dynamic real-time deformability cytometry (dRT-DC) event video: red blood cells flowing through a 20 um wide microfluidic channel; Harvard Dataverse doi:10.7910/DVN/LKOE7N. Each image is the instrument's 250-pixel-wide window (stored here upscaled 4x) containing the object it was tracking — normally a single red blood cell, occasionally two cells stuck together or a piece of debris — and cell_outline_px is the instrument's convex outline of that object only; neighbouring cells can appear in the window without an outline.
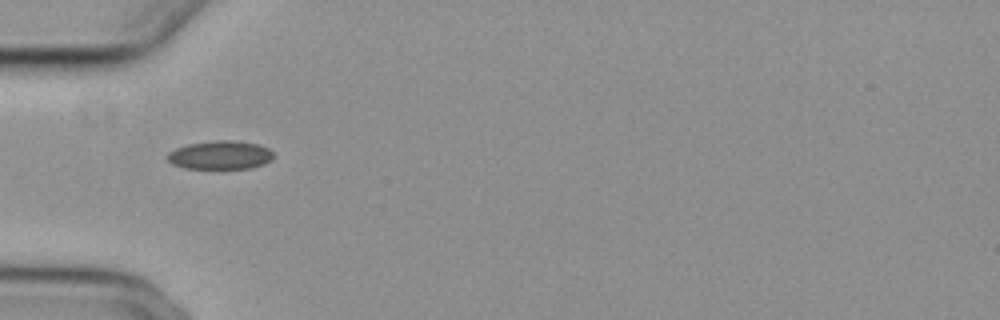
{"species": "common noctule bat (a hibernating species)", "species_latin": "Nyctalus noctula", "temperature_condition": "cold", "stored_images_in_passage": 33, "camera_frame_rate_fps": 3000, "um_per_image_px": 0.085, "animal": {"sex": "female", "body_mass_g": 29.2, "forearm_length_mm": 56.3}, "frame": {"image": 1, "passage_image": 1, "time_ms": 0.0, "image_size_px": [1000, 320], "cell_outline_px": [[272, 160], [264, 164], [252, 168], [184, 168], [172, 164], [168, 160], [168, 152], [176, 148], [188, 144], [216, 140], [236, 140], [260, 144], [268, 148], [272, 152]], "centroid_in_image_um": [18.74, 13.17], "position_along_channel_um": 66.3, "area_um2": 17.69}}
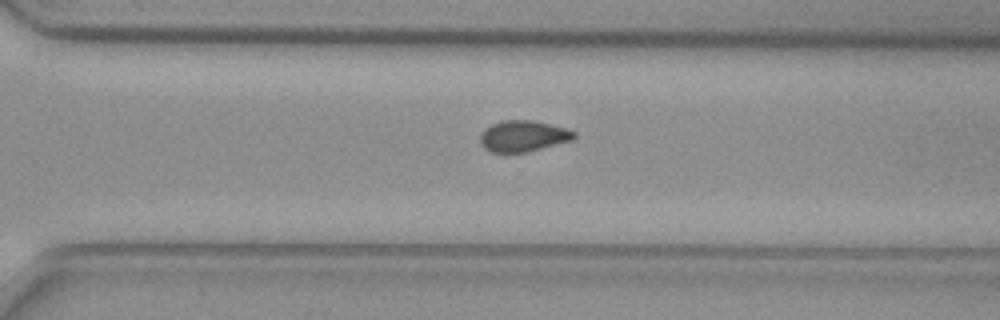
{"frame": {"image": 2, "passage_image": 22, "time_ms": 7.0, "image_size_px": [1000, 320], "cell_outline_px": [[576, 136], [572, 140], [528, 152], [492, 152], [484, 148], [480, 144], [480, 136], [484, 128], [500, 120], [532, 120], [564, 128], [576, 132]], "centroid_in_image_um": [44.44, 11.56], "position_along_channel_um": 326.2, "area_um2": 16.99}}
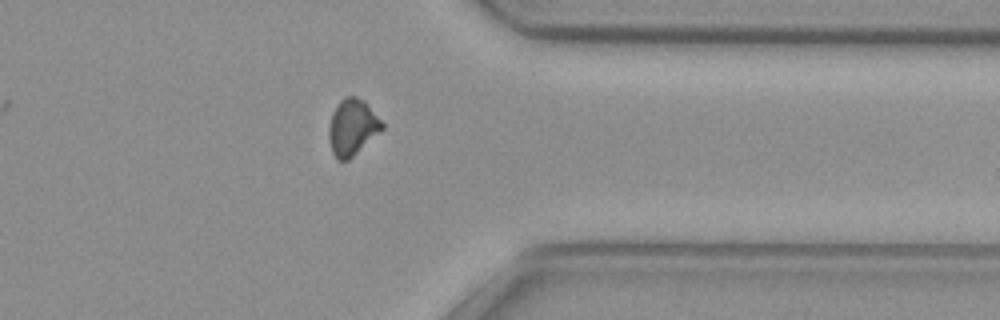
{"frame": {"image": 3, "passage_image": 27, "time_ms": 8.667, "image_size_px": [1000, 320], "cell_outline_px": [[384, 128], [348, 160], [336, 160], [332, 152], [328, 136], [328, 128], [332, 112], [340, 100], [344, 96], [356, 96], [364, 100], [384, 124]], "centroid_in_image_um": [29.92, 10.8], "position_along_channel_um": 381.5, "area_um2": 17.4}, "authors_computed_cell_mechanics": {"area_um2": 17.34, "velocity_mm_per_s": 3.729, "shape_relaxation_time_tau1_ms": null, "shape_relaxation_time_tau2_ms": 10.0611, "deformation_change_tau1": null, "deformation_change_tau2": 0.1322}}